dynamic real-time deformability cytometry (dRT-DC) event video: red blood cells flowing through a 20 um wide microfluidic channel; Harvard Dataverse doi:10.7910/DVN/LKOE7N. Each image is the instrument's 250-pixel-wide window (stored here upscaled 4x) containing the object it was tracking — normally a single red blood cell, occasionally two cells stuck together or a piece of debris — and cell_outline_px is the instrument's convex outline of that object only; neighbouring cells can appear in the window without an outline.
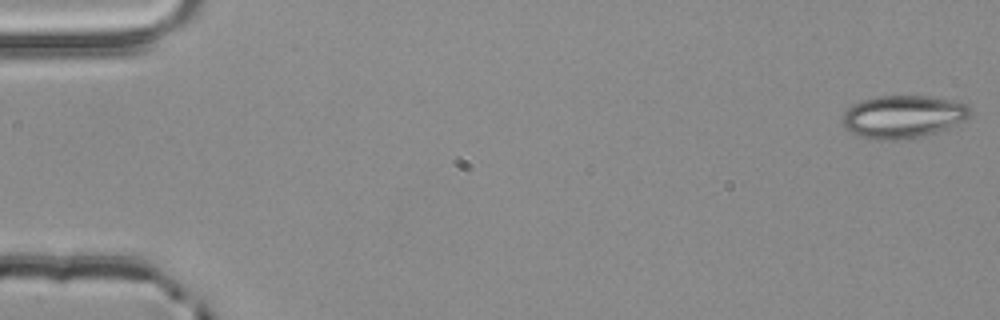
{"species": "common noctule bat (a hibernating species)", "species_latin": "Nyctalus noctula", "temperature_condition": "room temperature", "stored_images_in_passage": 54, "camera_frame_rate_fps": 3000, "um_per_image_px": 0.085, "animal": {"sex": "male", "body_mass_g": 20.4}, "frame": {"image": 1, "passage_image": 1, "time_ms": 0.0, "image_size_px": [1000, 320], "cell_outline_px": [[972, 112], [964, 120], [936, 132], [920, 136], [892, 140], [868, 140], [856, 136], [848, 132], [844, 128], [844, 112], [852, 104], [876, 96], [928, 96], [952, 100], [968, 104]], "centroid_in_image_um": [76.72, 9.92], "position_along_channel_um": 8.3, "area_um2": 31.79}}
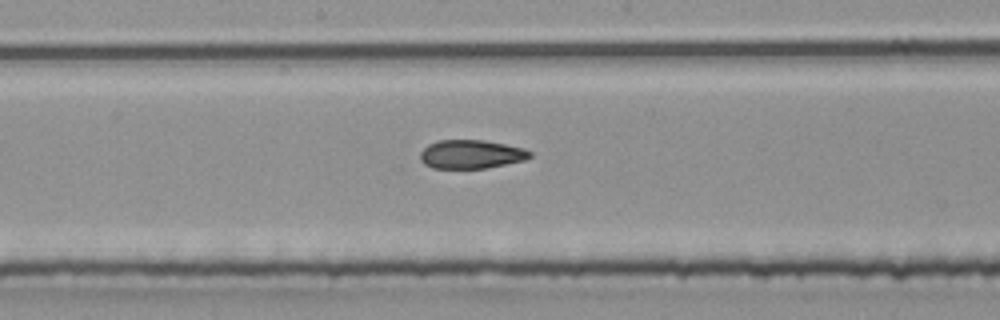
{"frame": {"image": 2, "passage_image": 29, "time_ms": 9.333, "image_size_px": [1000, 320], "cell_outline_px": [[532, 156], [524, 160], [484, 168], [432, 168], [424, 164], [420, 160], [420, 152], [428, 144], [436, 140], [484, 140], [524, 148], [532, 152]], "centroid_in_image_um": [40.02, 13.1], "position_along_channel_um": 208.2, "area_um2": 18.32}}
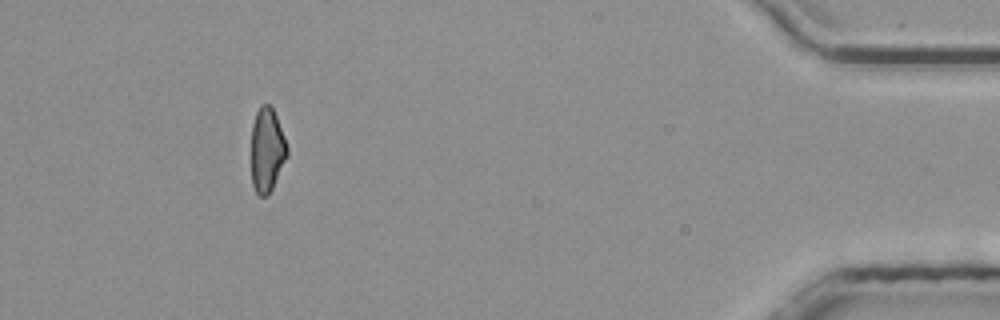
{"frame": {"image": 3, "passage_image": 50, "time_ms": 16.333, "image_size_px": [1000, 320], "cell_outline_px": [[288, 156], [268, 196], [260, 196], [256, 192], [252, 184], [252, 124], [256, 112], [260, 104], [268, 104], [272, 108], [276, 116], [284, 136], [288, 148]], "centroid_in_image_um": [22.7, 12.75], "position_along_channel_um": 412.5, "area_um2": 17.57}, "authors_computed_cell_mechanics": {"area_um2": 19.074, "velocity_mm_per_s": 3.8455, "shape_relaxation_time_tau1_ms": 11.3866, "shape_relaxation_time_tau2_ms": 4.0877, "deformation_change_tau1": 0.2055, "deformation_change_tau2": 0.1181}}